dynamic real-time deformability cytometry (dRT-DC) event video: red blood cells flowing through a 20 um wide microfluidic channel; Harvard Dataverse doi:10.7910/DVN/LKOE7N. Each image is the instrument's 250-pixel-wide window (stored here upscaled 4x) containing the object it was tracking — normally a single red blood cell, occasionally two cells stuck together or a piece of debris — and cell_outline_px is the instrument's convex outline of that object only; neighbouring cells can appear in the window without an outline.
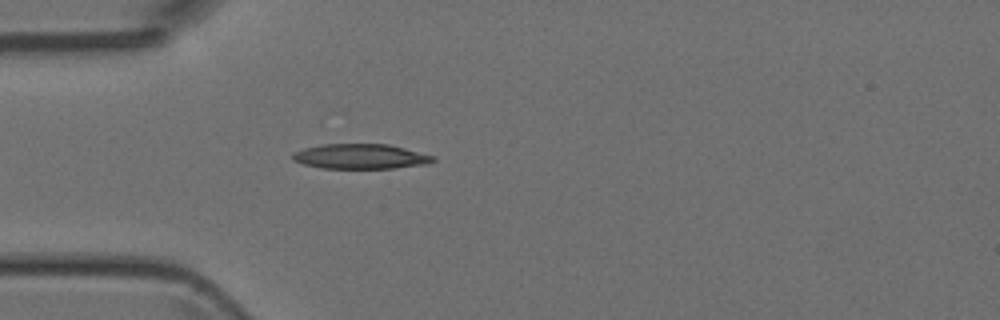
{"species": "Egyptian fruit bat (a non-hibernating species)", "species_latin": "Rousettus aegyptiacus", "temperature_condition": "room temperature", "stored_images_in_passage": 1, "camera_frame_rate_fps": 3000, "um_per_image_px": 0.085, "animal": {"sex": "female"}, "frame": {"image": 1, "passage_image": 1, "time_ms": 0.0, "image_size_px": [1000, 320], "cell_outline_px": [[436, 160], [428, 164], [392, 168], [320, 168], [304, 164], [292, 160], [292, 152], [304, 148], [320, 144], [388, 144], [404, 148], [432, 156]], "centroid_in_image_um": [30.59, 13.29], "position_along_channel_um": 54.4, "area_um2": 20.35}}